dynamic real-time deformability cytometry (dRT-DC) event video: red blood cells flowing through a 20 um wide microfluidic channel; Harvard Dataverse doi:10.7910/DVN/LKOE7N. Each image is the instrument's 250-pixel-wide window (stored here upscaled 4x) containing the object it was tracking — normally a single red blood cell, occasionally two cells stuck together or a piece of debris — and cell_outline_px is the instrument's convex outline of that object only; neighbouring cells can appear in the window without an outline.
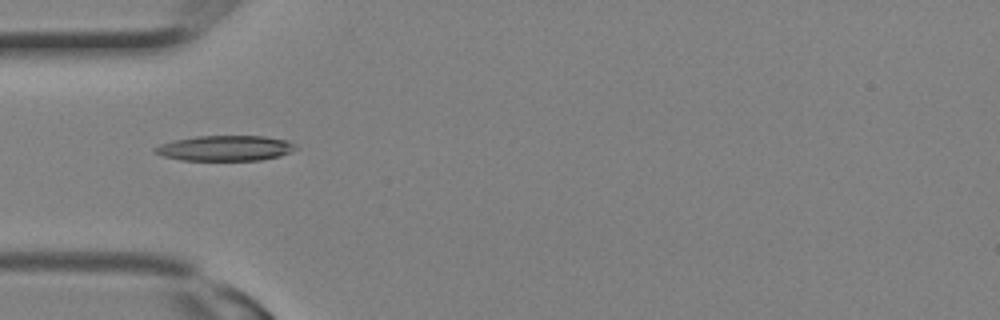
{"species": "Egyptian fruit bat (a non-hibernating species)", "species_latin": "Rousettus aegyptiacus", "temperature_condition": "room temperature", "stored_images_in_passage": 2, "camera_frame_rate_fps": 3000, "um_per_image_px": 0.085, "animal": {"sex": "female"}, "frame": {"image": 1, "passage_image": 2, "time_ms": 0.333, "image_size_px": [1000, 320], "cell_outline_px": [[300, 148], [292, 152], [280, 156], [260, 160], [180, 160], [164, 156], [156, 152], [152, 148], [160, 144], [176, 140], [196, 136], [264, 136], [288, 140], [296, 144]], "centroid_in_image_um": [19.22, 12.59], "position_along_channel_um": 65.8, "area_um2": 20.87}}